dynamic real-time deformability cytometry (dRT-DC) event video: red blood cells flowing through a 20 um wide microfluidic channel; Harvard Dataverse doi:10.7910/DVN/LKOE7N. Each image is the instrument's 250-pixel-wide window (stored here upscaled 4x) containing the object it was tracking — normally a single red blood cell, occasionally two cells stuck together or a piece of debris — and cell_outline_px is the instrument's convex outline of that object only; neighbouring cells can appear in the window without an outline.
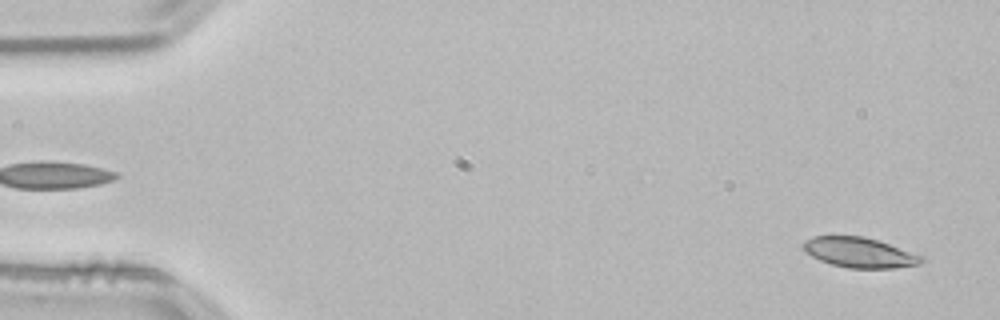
{"species": "common noctule bat (a hibernating species)", "species_latin": "Nyctalus noctula", "temperature_condition": "room temperature", "stored_images_in_passage": 53, "camera_frame_rate_fps": 3000, "um_per_image_px": 0.085, "animal": {"sex": "male", "body_mass_g": 21.5, "forearm_length_mm": 52.0}, "frame": {"image": 1, "passage_image": 2, "time_ms": 0.333, "image_size_px": [1000, 320], "cell_outline_px": [[924, 260], [920, 264], [892, 268], [848, 268], [832, 264], [820, 260], [804, 252], [800, 244], [804, 240], [812, 236], [864, 236], [924, 256]], "centroid_in_image_um": [73.0, 21.46], "position_along_channel_um": 12.0, "area_um2": 20.75}}
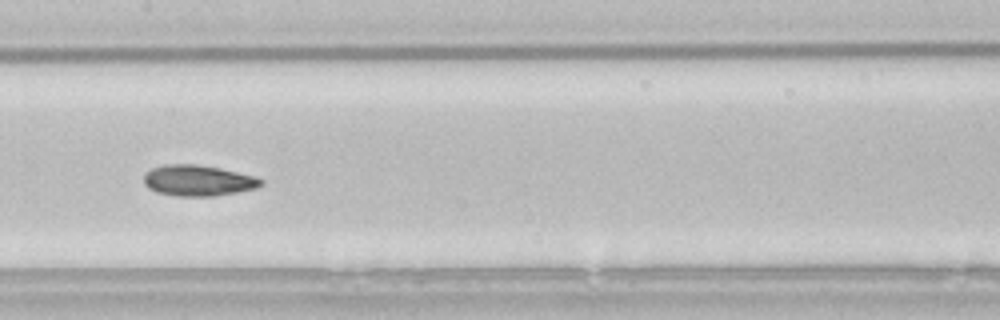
{"frame": {"image": 2, "passage_image": 26, "time_ms": 8.333, "image_size_px": [1000, 320], "cell_outline_px": [[264, 184], [256, 188], [216, 196], [176, 196], [156, 192], [148, 188], [144, 184], [144, 176], [152, 168], [164, 164], [196, 164], [220, 168], [256, 176], [264, 180]], "centroid_in_image_um": [16.86, 15.34], "position_along_channel_um": 190.5, "area_um2": 21.21}}
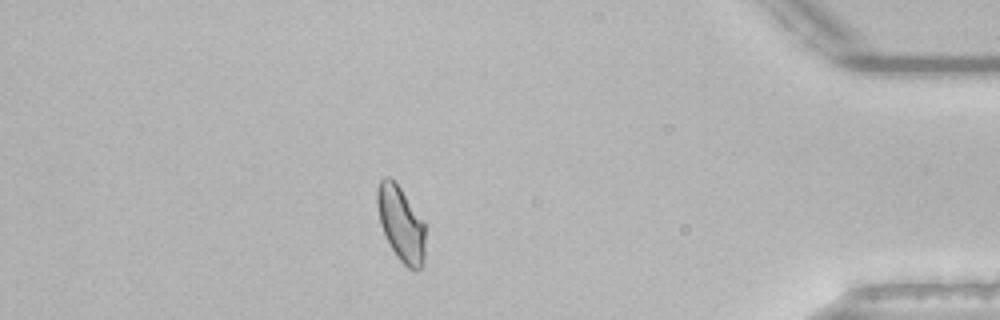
{"frame": {"image": 3, "passage_image": 46, "time_ms": 15.0, "image_size_px": [1000, 320], "cell_outline_px": [[424, 260], [420, 268], [416, 272], [408, 268], [396, 256], [384, 236], [380, 224], [376, 204], [376, 188], [380, 180], [384, 176], [388, 176], [400, 188], [424, 220]], "centroid_in_image_um": [34.06, 19.03], "position_along_channel_um": 401.1, "area_um2": 21.21}, "authors_computed_cell_mechanics": {"area_um2": 20.9236, "velocity_mm_per_s": 3.7951, "shape_relaxation_time_tau1_ms": 4.5984, "shape_relaxation_time_tau2_ms": 2.219, "deformation_change_tau1": 0.1168, "deformation_change_tau2": 0.0535}}